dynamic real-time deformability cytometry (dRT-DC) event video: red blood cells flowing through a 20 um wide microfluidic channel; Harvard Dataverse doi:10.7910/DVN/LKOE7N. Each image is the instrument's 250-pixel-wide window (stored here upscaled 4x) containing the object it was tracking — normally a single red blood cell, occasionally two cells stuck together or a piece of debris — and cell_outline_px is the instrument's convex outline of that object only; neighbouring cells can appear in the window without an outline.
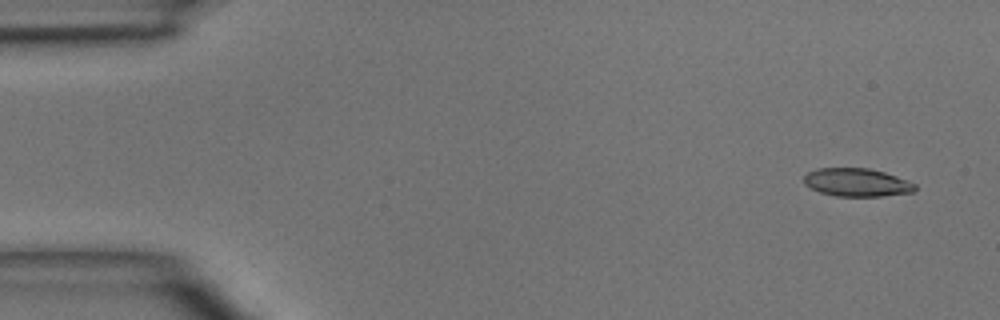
{"species": "common noctule bat (a hibernating species)", "species_latin": "Nyctalus noctula", "temperature_condition": "room temperature", "stored_images_in_passage": 4, "camera_frame_rate_fps": 3000, "um_per_image_px": 0.085, "animal": {"sex": "male", "body_mass_g": 15.6}, "frame": {"image": 1, "passage_image": 1, "time_ms": 0.0, "image_size_px": [1000, 320], "cell_outline_px": [[916, 188], [912, 192], [880, 196], [836, 196], [820, 192], [804, 184], [804, 176], [808, 172], [816, 168], [868, 168], [884, 172], [908, 180], [916, 184]], "centroid_in_image_um": [72.82, 15.5], "position_along_channel_um": 12.2, "area_um2": 18.15}}